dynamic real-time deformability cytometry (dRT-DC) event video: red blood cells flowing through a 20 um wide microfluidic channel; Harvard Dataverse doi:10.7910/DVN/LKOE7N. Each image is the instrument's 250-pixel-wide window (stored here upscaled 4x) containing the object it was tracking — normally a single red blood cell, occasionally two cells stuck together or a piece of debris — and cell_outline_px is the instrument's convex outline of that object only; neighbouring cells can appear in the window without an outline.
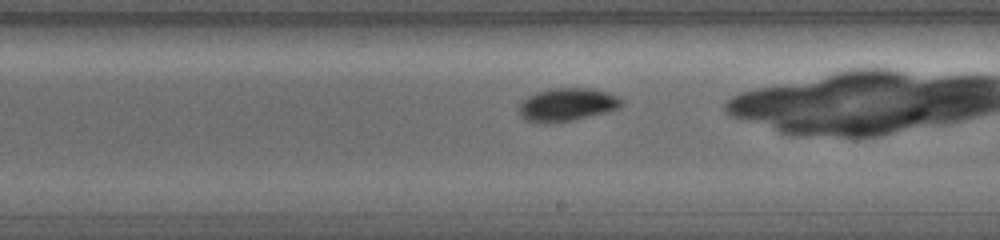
{"species": "common noctule bat (a hibernating species)", "species_latin": "Nyctalus noctula", "temperature_condition": "warm", "stored_images_in_passage": 30, "camera_frame_rate_fps": 5000, "um_per_image_px": 0.085, "animal": {"sex": "female", "body_mass_g": 19.0, "forearm_length_mm": 56.7}, "frame": {"image": 1, "passage_image": 13, "time_ms": 2.4, "image_size_px": [1000, 240], "cell_outline_px": [[624, 104], [608, 112], [572, 120], [548, 124], [540, 124], [524, 120], [520, 116], [520, 104], [528, 96], [540, 92], [556, 88], [588, 88], [620, 96], [624, 100]], "centroid_in_image_um": [48.21, 8.92], "position_along_channel_um": 240.8, "area_um2": 19.71}}